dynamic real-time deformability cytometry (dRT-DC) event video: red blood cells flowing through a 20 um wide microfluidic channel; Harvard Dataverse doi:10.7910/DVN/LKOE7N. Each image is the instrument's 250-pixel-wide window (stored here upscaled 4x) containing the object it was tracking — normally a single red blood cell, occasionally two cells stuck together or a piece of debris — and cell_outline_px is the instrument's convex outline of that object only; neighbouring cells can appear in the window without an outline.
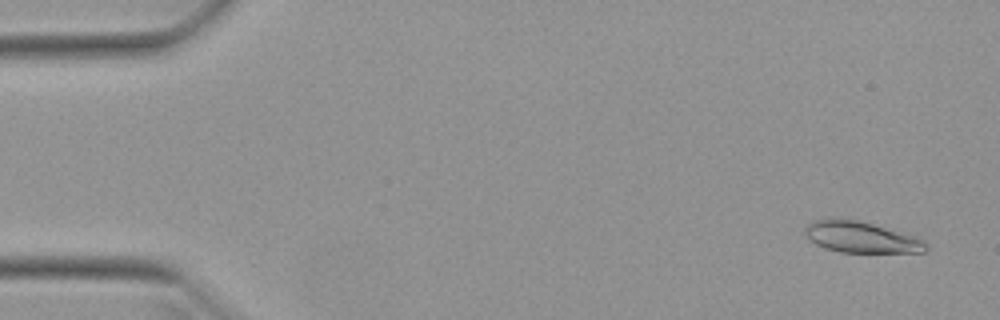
{"species": "Egyptian fruit bat (a non-hibernating species)", "species_latin": "Rousettus aegyptiacus", "temperature_condition": "warm", "stored_images_in_passage": 52, "camera_frame_rate_fps": 3000, "um_per_image_px": 0.085, "animal": {"sex": "female"}, "frame": {"image": 1, "passage_image": 3, "time_ms": 0.667, "image_size_px": [1000, 320], "cell_outline_px": [[928, 248], [924, 252], [840, 252], [824, 248], [816, 244], [804, 232], [804, 228], [808, 224], [816, 220], [856, 220], [872, 224], [912, 236], [920, 240]], "centroid_in_image_um": [73.15, 20.19], "position_along_channel_um": 11.8, "area_um2": 20.98}}
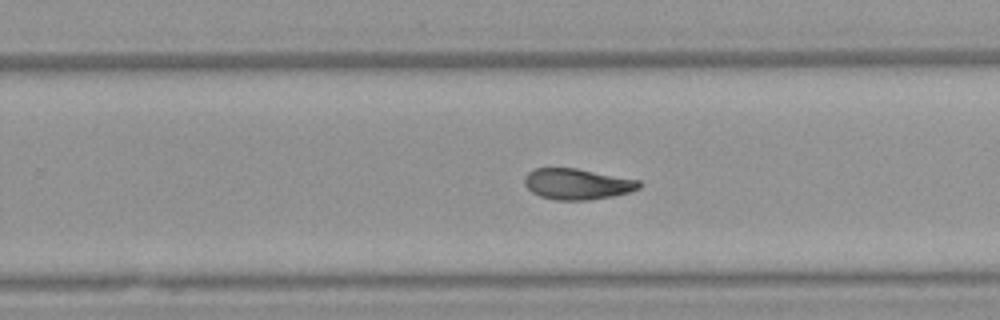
{"frame": {"image": 2, "passage_image": 33, "time_ms": 10.667, "image_size_px": [1000, 320], "cell_outline_px": [[640, 188], [628, 192], [612, 196], [588, 200], [556, 200], [540, 196], [532, 192], [524, 184], [524, 176], [532, 168], [576, 168], [640, 180]], "centroid_in_image_um": [49.03, 15.63], "position_along_channel_um": 280.8, "area_um2": 20.63}}
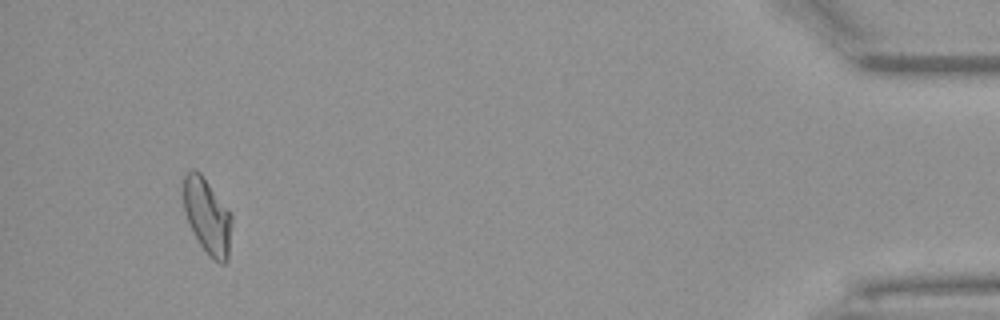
{"frame": {"image": 3, "passage_image": 49, "time_ms": 16.0, "image_size_px": [1000, 320], "cell_outline_px": [[232, 220], [228, 260], [224, 264], [220, 264], [200, 244], [184, 212], [184, 176], [192, 168], [200, 172], [232, 212]], "centroid_in_image_um": [17.66, 18.34], "position_along_channel_um": 417.5, "area_um2": 21.04}, "authors_computed_cell_mechanics": {"area_um2": 21.2415, "velocity_mm_per_s": 3.9588, "shape_relaxation_time_tau1_ms": 7.4793, "shape_relaxation_time_tau2_ms": 4.3379, "deformation_change_tau1": 0.2162, "deformation_change_tau2": 0.1205}}